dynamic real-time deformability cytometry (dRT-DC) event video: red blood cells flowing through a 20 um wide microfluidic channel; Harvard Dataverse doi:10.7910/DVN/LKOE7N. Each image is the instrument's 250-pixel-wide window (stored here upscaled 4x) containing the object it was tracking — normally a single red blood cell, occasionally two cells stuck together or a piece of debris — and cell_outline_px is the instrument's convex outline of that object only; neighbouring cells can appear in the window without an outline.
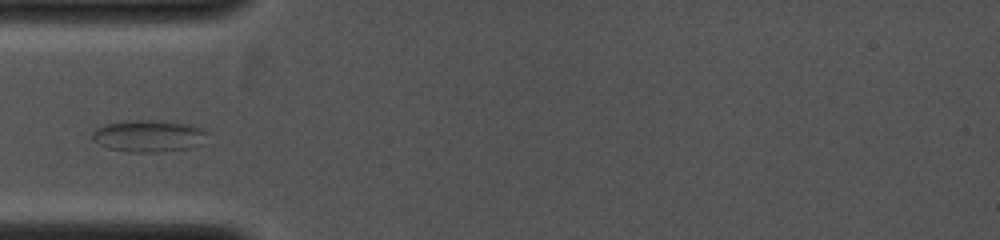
{"species": "common noctule bat (a hibernating species)", "species_latin": "Nyctalus noctula", "temperature_condition": "cold", "stored_images_in_passage": 3, "camera_frame_rate_fps": 4000, "um_per_image_px": 0.085, "animal": {"sex": "female", "body_mass_g": 19.0, "forearm_length_mm": 53.3}, "frame": {"image": 1, "passage_image": 1, "time_ms": 0.0, "image_size_px": [1000, 240], "cell_outline_px": [[208, 132], [188, 148], [156, 152], [132, 152], [108, 148], [92, 140], [92, 132], [96, 128], [104, 124], [124, 120], [160, 120], [192, 124], [204, 128]], "centroid_in_image_um": [12.54, 11.52], "position_along_channel_um": 72.5, "area_um2": 21.15}}